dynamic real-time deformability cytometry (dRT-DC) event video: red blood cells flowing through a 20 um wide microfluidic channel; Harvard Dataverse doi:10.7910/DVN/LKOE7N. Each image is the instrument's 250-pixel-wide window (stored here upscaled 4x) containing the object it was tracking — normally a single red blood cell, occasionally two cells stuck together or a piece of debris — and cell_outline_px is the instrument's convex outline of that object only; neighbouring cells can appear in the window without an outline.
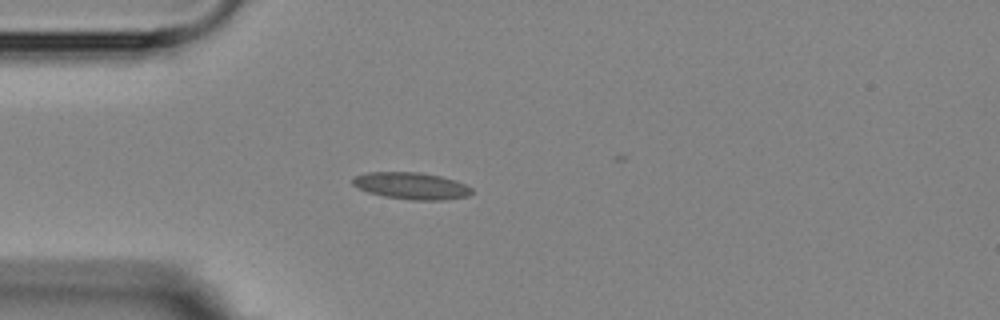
{"species": "Egyptian fruit bat (a non-hibernating species)", "species_latin": "Rousettus aegyptiacus", "temperature_condition": "room temperature", "stored_images_in_passage": 4, "camera_frame_rate_fps": 3000, "um_per_image_px": 0.085, "animal": {"sex": "female"}, "frame": {"image": 1, "passage_image": 4, "time_ms": 3.333, "image_size_px": [1000, 320], "cell_outline_px": [[472, 192], [468, 196], [444, 200], [412, 200], [384, 196], [368, 192], [352, 184], [352, 180], [356, 176], [368, 172], [420, 172], [440, 176], [464, 184], [472, 188]], "centroid_in_image_um": [34.97, 15.8], "position_along_channel_um": 50.0, "area_um2": 18.44}}